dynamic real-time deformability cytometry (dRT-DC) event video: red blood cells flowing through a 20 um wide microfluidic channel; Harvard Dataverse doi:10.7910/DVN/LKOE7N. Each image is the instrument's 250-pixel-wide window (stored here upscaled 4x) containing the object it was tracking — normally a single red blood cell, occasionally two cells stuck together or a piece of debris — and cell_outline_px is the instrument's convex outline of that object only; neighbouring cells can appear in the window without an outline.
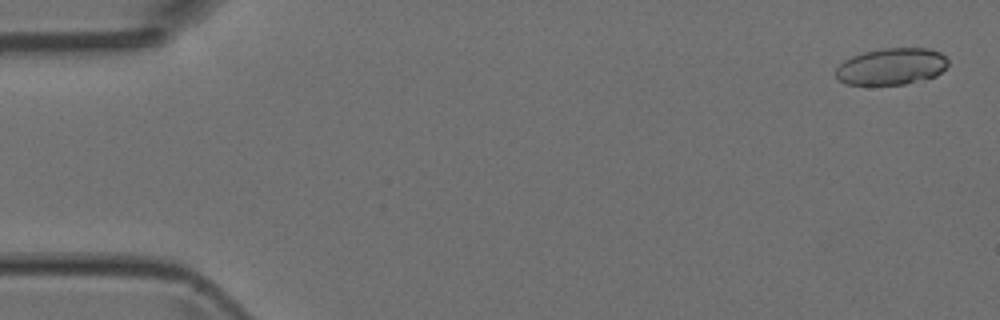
{"species": "Egyptian fruit bat (a non-hibernating species)", "species_latin": "Rousettus aegyptiacus", "temperature_condition": "room temperature", "stored_images_in_passage": 4, "camera_frame_rate_fps": 3000, "um_per_image_px": 0.085, "animal": {"sex": "female"}, "frame": {"image": 1, "passage_image": 1, "time_ms": 0.0, "image_size_px": [1000, 320], "cell_outline_px": [[948, 64], [936, 76], [904, 84], [844, 84], [836, 76], [836, 68], [844, 60], [852, 56], [864, 52], [884, 48], [928, 48], [940, 52], [948, 60]], "centroid_in_image_um": [75.77, 5.64], "position_along_channel_um": 9.2, "area_um2": 23.81}}
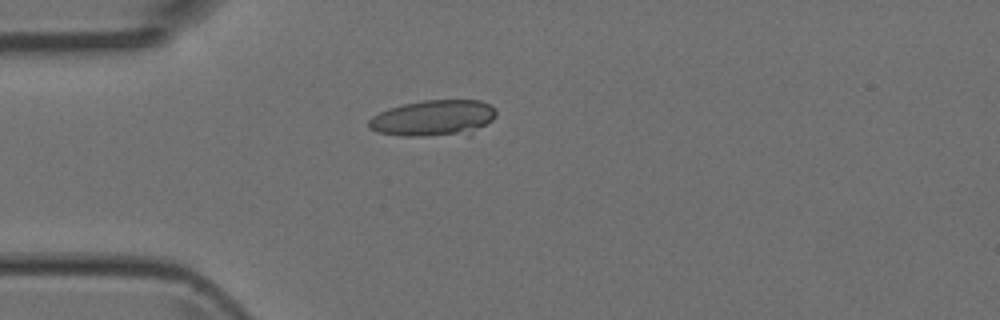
{"frame": {"image": 2, "passage_image": 4, "time_ms": 4.0, "image_size_px": [1000, 320], "cell_outline_px": [[496, 116], [492, 120], [484, 124], [456, 132], [424, 136], [400, 136], [380, 132], [368, 128], [368, 120], [372, 116], [388, 108], [404, 104], [424, 100], [480, 100], [496, 108]], "centroid_in_image_um": [36.74, 9.99], "position_along_channel_um": 48.3, "area_um2": 25.72}}